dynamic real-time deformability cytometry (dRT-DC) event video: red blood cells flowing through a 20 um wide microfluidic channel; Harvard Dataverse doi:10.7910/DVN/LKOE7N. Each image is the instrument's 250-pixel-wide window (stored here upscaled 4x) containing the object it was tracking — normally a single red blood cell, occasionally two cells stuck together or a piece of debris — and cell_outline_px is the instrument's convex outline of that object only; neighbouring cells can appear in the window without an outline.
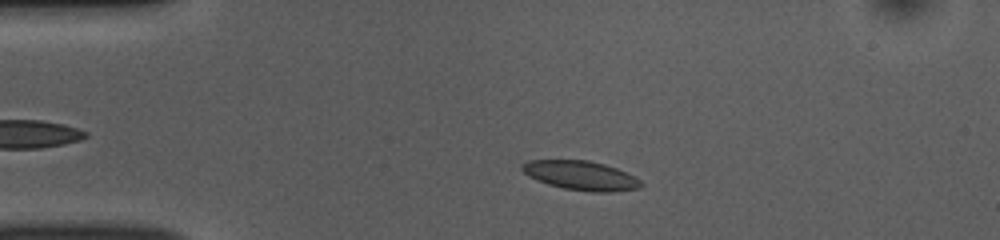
{"species": "common noctule bat (a hibernating species)", "species_latin": "Nyctalus noctula", "temperature_condition": "room temperature", "stored_images_in_passage": 47, "camera_frame_rate_fps": 3000, "um_per_image_px": 0.085, "animal": {"sex": "female", "body_mass_g": 10.0, "forearm_length_mm": 53.1}, "frame": {"image": 1, "passage_image": 6, "time_ms": 1.667, "image_size_px": [1000, 240], "cell_outline_px": [[644, 184], [640, 188], [612, 192], [592, 192], [564, 188], [548, 184], [536, 180], [528, 176], [520, 168], [520, 164], [528, 160], [588, 160], [604, 164], [616, 168], [640, 180]], "centroid_in_image_um": [49.34, 14.91], "position_along_channel_um": 35.7, "area_um2": 20.23}}
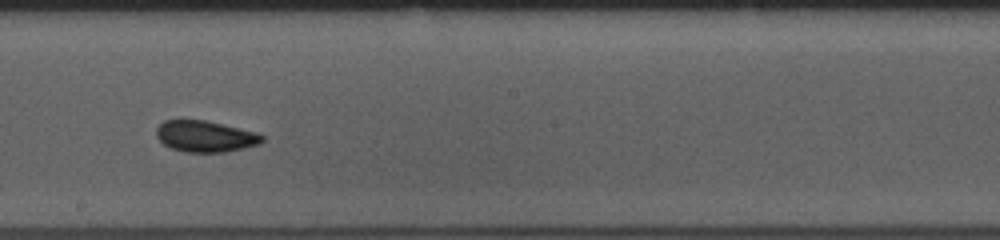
{"frame": {"image": 2, "passage_image": 24, "time_ms": 7.667, "image_size_px": [1000, 240], "cell_outline_px": [[264, 140], [260, 144], [244, 148], [224, 152], [184, 152], [172, 148], [164, 144], [156, 136], [156, 128], [164, 120], [204, 120], [260, 132], [264, 136]], "centroid_in_image_um": [17.49, 11.58], "position_along_channel_um": 230.7, "area_um2": 19.42}}
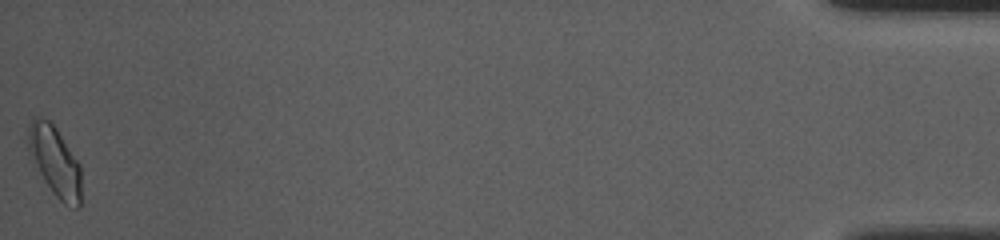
{"frame": {"image": 3, "passage_image": 47, "time_ms": 15.333, "image_size_px": [1000, 240], "cell_outline_px": [[80, 208], [76, 208], [64, 204], [52, 192], [44, 180], [28, 152], [28, 128], [32, 116], [40, 116], [48, 120], [56, 128], [80, 164]], "centroid_in_image_um": [4.65, 13.69], "position_along_channel_um": 430.5, "area_um2": 21.44}, "authors_computed_cell_mechanics": {"area_um2": 19.4208, "velocity_mm_per_s": 3.8394, "shape_relaxation_time_tau1_ms": 6.5694, "shape_relaxation_time_tau2_ms": 1.2338, "deformation_change_tau1": 0.1, "deformation_change_tau2": 0.0505}}